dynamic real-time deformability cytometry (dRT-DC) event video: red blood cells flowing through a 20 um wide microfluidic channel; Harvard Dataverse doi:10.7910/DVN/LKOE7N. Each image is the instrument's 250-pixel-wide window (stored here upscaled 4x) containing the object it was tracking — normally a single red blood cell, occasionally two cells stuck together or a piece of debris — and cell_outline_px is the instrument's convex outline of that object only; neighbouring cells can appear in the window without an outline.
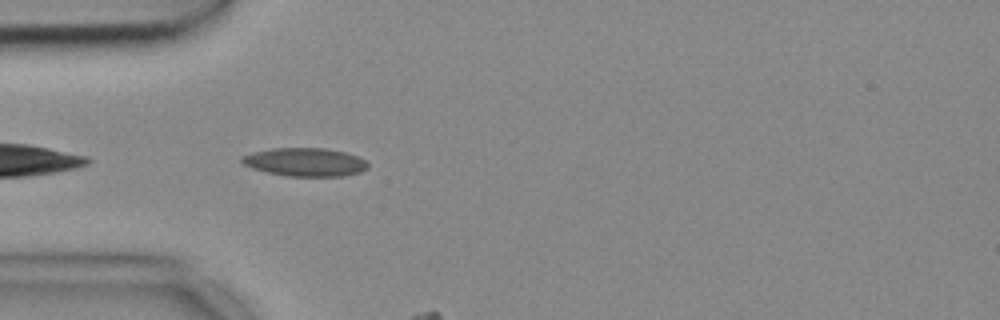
{"species": "common noctule bat (a hibernating species)", "species_latin": "Nyctalus noctula", "temperature_condition": "cold", "stored_images_in_passage": 4, "camera_frame_rate_fps": 3000, "um_per_image_px": 0.085, "animal": {"sex": "female", "body_mass_g": 18.4}, "frame": {"image": 1, "passage_image": 2, "time_ms": 0.333, "image_size_px": [1000, 320], "cell_outline_px": [[368, 168], [360, 172], [340, 176], [284, 176], [252, 168], [244, 164], [240, 160], [240, 156], [252, 152], [272, 148], [324, 148], [344, 152], [356, 156], [364, 160], [368, 164]], "centroid_in_image_um": [25.89, 13.77], "position_along_channel_um": 59.1, "area_um2": 20.75}}